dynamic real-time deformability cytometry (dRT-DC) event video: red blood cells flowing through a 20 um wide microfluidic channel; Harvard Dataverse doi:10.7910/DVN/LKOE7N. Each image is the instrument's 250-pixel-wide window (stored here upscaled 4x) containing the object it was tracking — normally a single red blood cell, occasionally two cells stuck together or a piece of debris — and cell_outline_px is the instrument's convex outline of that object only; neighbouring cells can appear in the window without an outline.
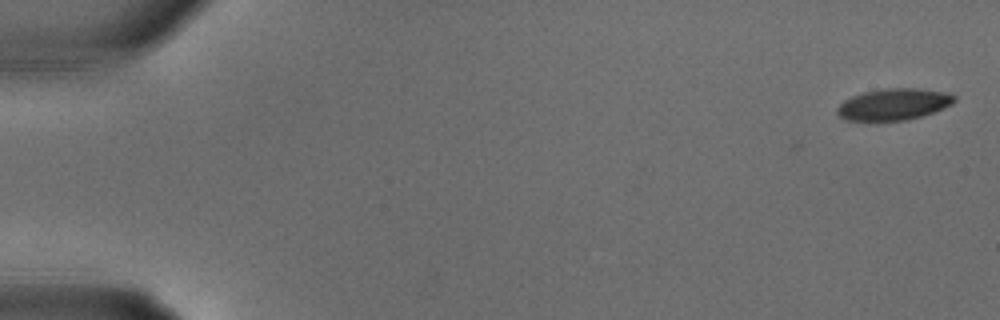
{"species": "common noctule bat (a hibernating species)", "species_latin": "Nyctalus noctula", "temperature_condition": "warm", "stored_images_in_passage": 28, "camera_frame_rate_fps": 3000, "um_per_image_px": 0.085, "animal": {"sex": "male", "body_mass_g": 18.8}, "frame": {"image": 1, "passage_image": 1, "time_ms": 0.0, "image_size_px": [1000, 320], "cell_outline_px": [[956, 100], [952, 104], [944, 108], [908, 120], [844, 120], [836, 112], [836, 108], [844, 100], [852, 96], [864, 92], [884, 88], [916, 88], [948, 92], [956, 96]], "centroid_in_image_um": [75.98, 8.85], "position_along_channel_um": 9.0, "area_um2": 21.5}}
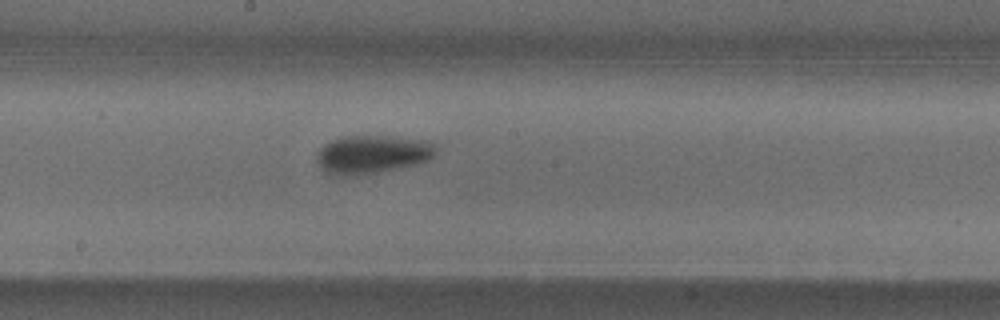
{"frame": {"image": 2, "passage_image": 17, "time_ms": 5.333, "image_size_px": [1000, 320], "cell_outline_px": [[436, 152], [428, 160], [420, 164], [400, 168], [356, 176], [336, 176], [324, 172], [320, 168], [316, 160], [316, 152], [324, 144], [332, 140], [344, 136], [388, 136], [424, 140], [432, 144], [436, 148]], "centroid_in_image_um": [31.58, 13.14], "position_along_channel_um": 216.6, "area_um2": 26.93}}
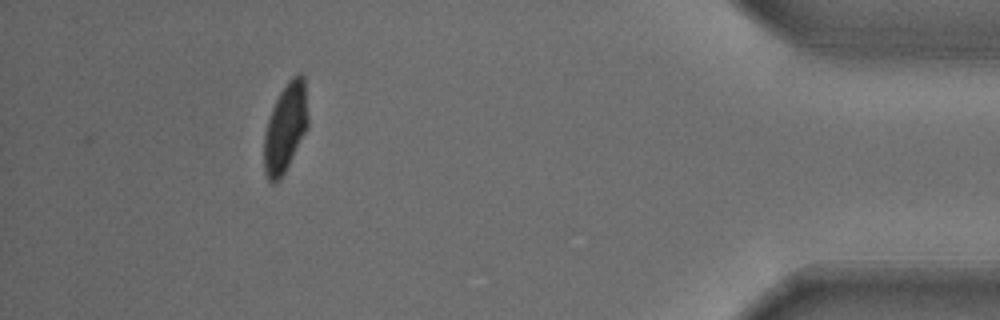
{"frame": {"image": 3, "passage_image": 28, "time_ms": 9.0, "image_size_px": [1000, 320], "cell_outline_px": [[308, 128], [280, 180], [276, 184], [272, 184], [268, 180], [264, 172], [264, 132], [272, 108], [280, 92], [288, 80], [292, 76], [300, 72], [304, 76], [308, 116]], "centroid_in_image_um": [24.26, 10.87], "position_along_channel_um": 410.9, "area_um2": 22.95}}